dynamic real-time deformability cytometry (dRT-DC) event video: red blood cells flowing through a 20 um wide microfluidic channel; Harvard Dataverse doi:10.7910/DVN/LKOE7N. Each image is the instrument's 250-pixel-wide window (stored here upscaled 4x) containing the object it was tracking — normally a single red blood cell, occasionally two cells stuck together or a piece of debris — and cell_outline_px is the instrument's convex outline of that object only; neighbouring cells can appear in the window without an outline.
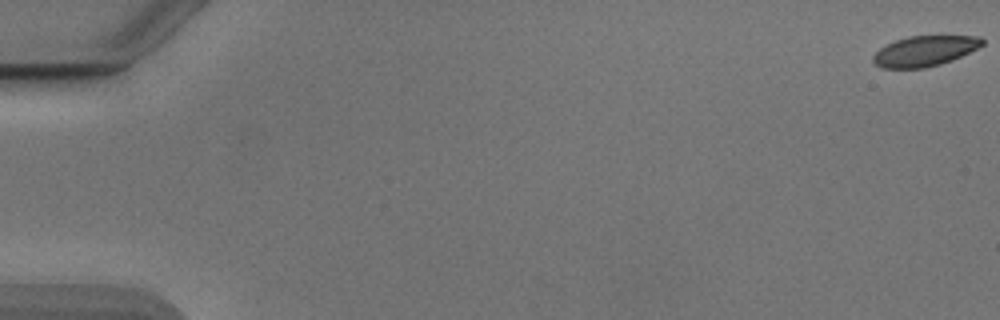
{"species": "Egyptian fruit bat (a non-hibernating species)", "species_latin": "Rousettus aegyptiacus", "temperature_condition": "cold", "stored_images_in_passage": 8, "camera_frame_rate_fps": 3000, "um_per_image_px": 0.085, "animal": {"sex": "male"}, "frame": {"image": 1, "passage_image": 1, "time_ms": 0.0, "image_size_px": [1000, 320], "cell_outline_px": [[984, 44], [952, 60], [940, 64], [924, 68], [880, 68], [872, 60], [872, 56], [880, 48], [896, 40], [908, 36], [980, 36], [984, 40]], "centroid_in_image_um": [78.58, 4.34], "position_along_channel_um": 6.4, "area_um2": 19.13}}